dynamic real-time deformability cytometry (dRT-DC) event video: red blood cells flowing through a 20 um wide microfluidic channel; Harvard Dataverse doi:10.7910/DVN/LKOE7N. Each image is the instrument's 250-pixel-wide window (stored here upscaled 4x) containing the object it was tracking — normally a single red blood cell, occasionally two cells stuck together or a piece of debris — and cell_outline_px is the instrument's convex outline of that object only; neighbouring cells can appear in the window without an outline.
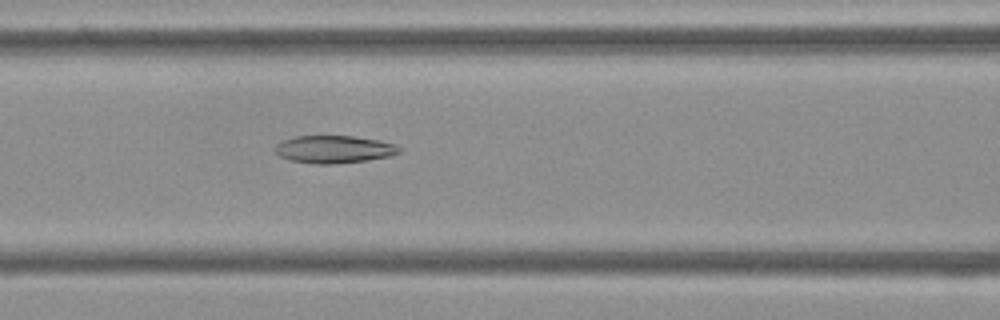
{"species": "Egyptian fruit bat (a non-hibernating species)", "species_latin": "Rousettus aegyptiacus", "temperature_condition": "cold", "stored_images_in_passage": 53, "camera_frame_rate_fps": 3000, "um_per_image_px": 0.085, "frame": {"image": 1, "passage_image": 22, "time_ms": 7.0, "image_size_px": [1000, 320], "cell_outline_px": [[400, 152], [388, 156], [368, 160], [332, 164], [316, 164], [292, 160], [280, 156], [276, 152], [276, 144], [284, 140], [296, 136], [352, 136], [380, 140], [392, 144], [400, 148]], "centroid_in_image_um": [28.39, 12.69], "position_along_channel_um": 138.2, "area_um2": 19.65}}
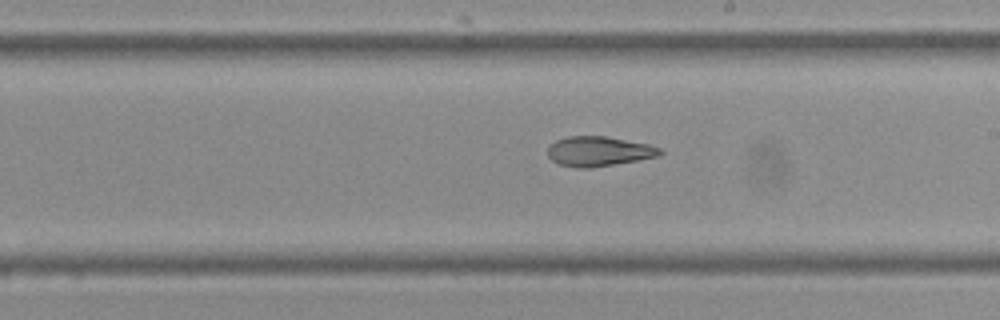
{"frame": {"image": 2, "passage_image": 30, "time_ms": 9.667, "image_size_px": [1000, 320], "cell_outline_px": [[664, 152], [660, 156], [640, 160], [592, 168], [576, 168], [556, 164], [548, 156], [548, 148], [556, 140], [568, 136], [604, 136], [648, 144], [660, 148]], "centroid_in_image_um": [50.9, 12.88], "position_along_channel_um": 238.1, "area_um2": 19.65}}
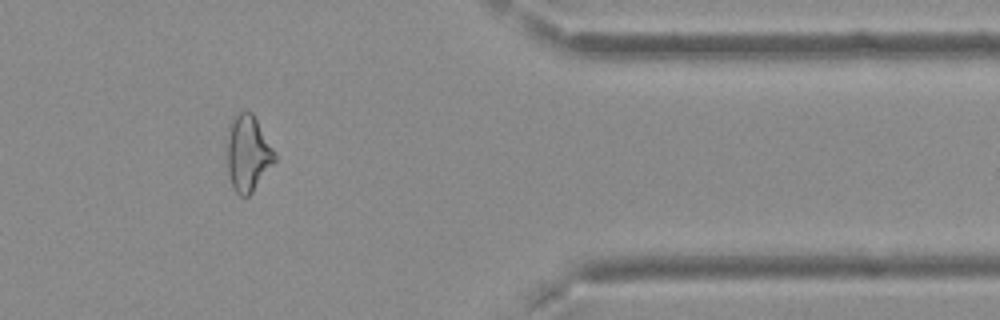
{"frame": {"image": 3, "passage_image": 44, "time_ms": 14.333, "image_size_px": [1000, 320], "cell_outline_px": [[276, 160], [252, 192], [248, 196], [240, 196], [232, 188], [228, 172], [228, 124], [232, 116], [240, 112], [252, 112], [276, 156]], "centroid_in_image_um": [21.04, 13.04], "position_along_channel_um": 390.4, "area_um2": 20.75}, "authors_computed_cell_mechanics": {"area_um2": 21.675, "velocity_mm_per_s": 3.7476, "shape_relaxation_time_tau1_ms": null, "shape_relaxation_time_tau2_ms": 3.4766, "deformation_change_tau1": null, "deformation_change_tau2": 0.109}}